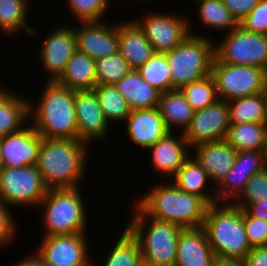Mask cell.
Instances as JSON below:
<instances>
[{
  "label": "cell",
  "mask_w": 267,
  "mask_h": 266,
  "mask_svg": "<svg viewBox=\"0 0 267 266\" xmlns=\"http://www.w3.org/2000/svg\"><path fill=\"white\" fill-rule=\"evenodd\" d=\"M1 144H2V137H0V170L4 167L3 166V158L1 154Z\"/></svg>",
  "instance_id": "681fc988"
},
{
  "label": "cell",
  "mask_w": 267,
  "mask_h": 266,
  "mask_svg": "<svg viewBox=\"0 0 267 266\" xmlns=\"http://www.w3.org/2000/svg\"><path fill=\"white\" fill-rule=\"evenodd\" d=\"M136 71L146 82L161 93L172 90V79L165 53L155 52Z\"/></svg>",
  "instance_id": "e575fe53"
},
{
  "label": "cell",
  "mask_w": 267,
  "mask_h": 266,
  "mask_svg": "<svg viewBox=\"0 0 267 266\" xmlns=\"http://www.w3.org/2000/svg\"><path fill=\"white\" fill-rule=\"evenodd\" d=\"M214 62L258 66L267 71V35L246 31L239 25L215 45Z\"/></svg>",
  "instance_id": "9c48e42d"
},
{
  "label": "cell",
  "mask_w": 267,
  "mask_h": 266,
  "mask_svg": "<svg viewBox=\"0 0 267 266\" xmlns=\"http://www.w3.org/2000/svg\"><path fill=\"white\" fill-rule=\"evenodd\" d=\"M193 157L209 175L211 182L219 184L232 169L237 151L226 140L208 142L193 147Z\"/></svg>",
  "instance_id": "44dd1931"
},
{
  "label": "cell",
  "mask_w": 267,
  "mask_h": 266,
  "mask_svg": "<svg viewBox=\"0 0 267 266\" xmlns=\"http://www.w3.org/2000/svg\"><path fill=\"white\" fill-rule=\"evenodd\" d=\"M243 222L249 245L267 246V221L251 217L243 210Z\"/></svg>",
  "instance_id": "ab89813d"
},
{
  "label": "cell",
  "mask_w": 267,
  "mask_h": 266,
  "mask_svg": "<svg viewBox=\"0 0 267 266\" xmlns=\"http://www.w3.org/2000/svg\"><path fill=\"white\" fill-rule=\"evenodd\" d=\"M265 168L266 151L237 152L232 169L216 187L219 188L215 193L217 203L236 201L244 191L249 179Z\"/></svg>",
  "instance_id": "5bb4252c"
},
{
  "label": "cell",
  "mask_w": 267,
  "mask_h": 266,
  "mask_svg": "<svg viewBox=\"0 0 267 266\" xmlns=\"http://www.w3.org/2000/svg\"><path fill=\"white\" fill-rule=\"evenodd\" d=\"M75 111L78 140L90 145L93 139L94 142L106 139L110 125L105 119L94 90L75 91Z\"/></svg>",
  "instance_id": "e0dca14e"
},
{
  "label": "cell",
  "mask_w": 267,
  "mask_h": 266,
  "mask_svg": "<svg viewBox=\"0 0 267 266\" xmlns=\"http://www.w3.org/2000/svg\"><path fill=\"white\" fill-rule=\"evenodd\" d=\"M191 34L171 51L165 52L172 79V90L199 81L212 73L215 44L203 35Z\"/></svg>",
  "instance_id": "8992f818"
},
{
  "label": "cell",
  "mask_w": 267,
  "mask_h": 266,
  "mask_svg": "<svg viewBox=\"0 0 267 266\" xmlns=\"http://www.w3.org/2000/svg\"><path fill=\"white\" fill-rule=\"evenodd\" d=\"M121 23L118 24V51L130 68L137 70L152 57L154 49L134 20Z\"/></svg>",
  "instance_id": "603a6c76"
},
{
  "label": "cell",
  "mask_w": 267,
  "mask_h": 266,
  "mask_svg": "<svg viewBox=\"0 0 267 266\" xmlns=\"http://www.w3.org/2000/svg\"><path fill=\"white\" fill-rule=\"evenodd\" d=\"M202 228L215 256L245 259L251 251L243 222V209L234 203L208 206Z\"/></svg>",
  "instance_id": "277c9868"
},
{
  "label": "cell",
  "mask_w": 267,
  "mask_h": 266,
  "mask_svg": "<svg viewBox=\"0 0 267 266\" xmlns=\"http://www.w3.org/2000/svg\"><path fill=\"white\" fill-rule=\"evenodd\" d=\"M42 136L32 124L2 137L3 166L23 168L37 165Z\"/></svg>",
  "instance_id": "ac0fdd59"
},
{
  "label": "cell",
  "mask_w": 267,
  "mask_h": 266,
  "mask_svg": "<svg viewBox=\"0 0 267 266\" xmlns=\"http://www.w3.org/2000/svg\"><path fill=\"white\" fill-rule=\"evenodd\" d=\"M39 49L42 68L48 76L47 81H57L63 74L66 64L77 50L74 27L60 26L47 35Z\"/></svg>",
  "instance_id": "9a60e30c"
},
{
  "label": "cell",
  "mask_w": 267,
  "mask_h": 266,
  "mask_svg": "<svg viewBox=\"0 0 267 266\" xmlns=\"http://www.w3.org/2000/svg\"><path fill=\"white\" fill-rule=\"evenodd\" d=\"M224 6L240 22L259 3L260 0H222Z\"/></svg>",
  "instance_id": "7bdbcfd3"
},
{
  "label": "cell",
  "mask_w": 267,
  "mask_h": 266,
  "mask_svg": "<svg viewBox=\"0 0 267 266\" xmlns=\"http://www.w3.org/2000/svg\"><path fill=\"white\" fill-rule=\"evenodd\" d=\"M215 257L202 227L181 231L175 266H213Z\"/></svg>",
  "instance_id": "7402d4cb"
},
{
  "label": "cell",
  "mask_w": 267,
  "mask_h": 266,
  "mask_svg": "<svg viewBox=\"0 0 267 266\" xmlns=\"http://www.w3.org/2000/svg\"><path fill=\"white\" fill-rule=\"evenodd\" d=\"M115 86L131 110L150 109L159 105L161 92L146 82L136 70H131Z\"/></svg>",
  "instance_id": "cb8c5ba5"
},
{
  "label": "cell",
  "mask_w": 267,
  "mask_h": 266,
  "mask_svg": "<svg viewBox=\"0 0 267 266\" xmlns=\"http://www.w3.org/2000/svg\"><path fill=\"white\" fill-rule=\"evenodd\" d=\"M88 148L78 139L42 137L36 166L46 187H80L79 183L87 170Z\"/></svg>",
  "instance_id": "6da1fadb"
},
{
  "label": "cell",
  "mask_w": 267,
  "mask_h": 266,
  "mask_svg": "<svg viewBox=\"0 0 267 266\" xmlns=\"http://www.w3.org/2000/svg\"><path fill=\"white\" fill-rule=\"evenodd\" d=\"M28 0H0V31L8 35H15L23 29L26 34L38 36L36 29L29 27Z\"/></svg>",
  "instance_id": "4dcf8cb0"
},
{
  "label": "cell",
  "mask_w": 267,
  "mask_h": 266,
  "mask_svg": "<svg viewBox=\"0 0 267 266\" xmlns=\"http://www.w3.org/2000/svg\"><path fill=\"white\" fill-rule=\"evenodd\" d=\"M261 200H267V168L249 179L244 191L234 204L243 209L247 204H254Z\"/></svg>",
  "instance_id": "f35d334b"
},
{
  "label": "cell",
  "mask_w": 267,
  "mask_h": 266,
  "mask_svg": "<svg viewBox=\"0 0 267 266\" xmlns=\"http://www.w3.org/2000/svg\"><path fill=\"white\" fill-rule=\"evenodd\" d=\"M243 210L251 217L267 221V200L257 201L254 204H247Z\"/></svg>",
  "instance_id": "f6af8a7d"
},
{
  "label": "cell",
  "mask_w": 267,
  "mask_h": 266,
  "mask_svg": "<svg viewBox=\"0 0 267 266\" xmlns=\"http://www.w3.org/2000/svg\"><path fill=\"white\" fill-rule=\"evenodd\" d=\"M138 266H159V265L152 263V262H149L144 258H141L139 263H138Z\"/></svg>",
  "instance_id": "c3c4849f"
},
{
  "label": "cell",
  "mask_w": 267,
  "mask_h": 266,
  "mask_svg": "<svg viewBox=\"0 0 267 266\" xmlns=\"http://www.w3.org/2000/svg\"><path fill=\"white\" fill-rule=\"evenodd\" d=\"M126 225L139 242L142 258L159 266H175L178 237L183 228L153 219L137 205Z\"/></svg>",
  "instance_id": "5b68a950"
},
{
  "label": "cell",
  "mask_w": 267,
  "mask_h": 266,
  "mask_svg": "<svg viewBox=\"0 0 267 266\" xmlns=\"http://www.w3.org/2000/svg\"><path fill=\"white\" fill-rule=\"evenodd\" d=\"M80 25V28L74 27L77 50L94 60L118 52V23L90 21L80 22Z\"/></svg>",
  "instance_id": "2e32d148"
},
{
  "label": "cell",
  "mask_w": 267,
  "mask_h": 266,
  "mask_svg": "<svg viewBox=\"0 0 267 266\" xmlns=\"http://www.w3.org/2000/svg\"><path fill=\"white\" fill-rule=\"evenodd\" d=\"M85 233L43 236L36 251L49 266H92Z\"/></svg>",
  "instance_id": "4fadbf2b"
},
{
  "label": "cell",
  "mask_w": 267,
  "mask_h": 266,
  "mask_svg": "<svg viewBox=\"0 0 267 266\" xmlns=\"http://www.w3.org/2000/svg\"><path fill=\"white\" fill-rule=\"evenodd\" d=\"M126 132L134 144L148 149L165 137L167 129L158 107L132 110L125 119Z\"/></svg>",
  "instance_id": "ffe728a7"
},
{
  "label": "cell",
  "mask_w": 267,
  "mask_h": 266,
  "mask_svg": "<svg viewBox=\"0 0 267 266\" xmlns=\"http://www.w3.org/2000/svg\"><path fill=\"white\" fill-rule=\"evenodd\" d=\"M12 266H49L45 260L39 255V253H36L32 255V257L22 259L21 261H18L14 263Z\"/></svg>",
  "instance_id": "bcb514c9"
},
{
  "label": "cell",
  "mask_w": 267,
  "mask_h": 266,
  "mask_svg": "<svg viewBox=\"0 0 267 266\" xmlns=\"http://www.w3.org/2000/svg\"><path fill=\"white\" fill-rule=\"evenodd\" d=\"M111 247L104 266H138L142 258L141 248L138 240L126 227L116 244Z\"/></svg>",
  "instance_id": "836d02e7"
},
{
  "label": "cell",
  "mask_w": 267,
  "mask_h": 266,
  "mask_svg": "<svg viewBox=\"0 0 267 266\" xmlns=\"http://www.w3.org/2000/svg\"><path fill=\"white\" fill-rule=\"evenodd\" d=\"M93 90L109 125L112 122H124L130 115L132 110L115 85H96Z\"/></svg>",
  "instance_id": "d6a6232c"
},
{
  "label": "cell",
  "mask_w": 267,
  "mask_h": 266,
  "mask_svg": "<svg viewBox=\"0 0 267 266\" xmlns=\"http://www.w3.org/2000/svg\"><path fill=\"white\" fill-rule=\"evenodd\" d=\"M136 205L147 216L183 229L202 227L209 206L202 197L179 190L171 180L152 187Z\"/></svg>",
  "instance_id": "7a4b0ae2"
},
{
  "label": "cell",
  "mask_w": 267,
  "mask_h": 266,
  "mask_svg": "<svg viewBox=\"0 0 267 266\" xmlns=\"http://www.w3.org/2000/svg\"><path fill=\"white\" fill-rule=\"evenodd\" d=\"M230 127L228 102L218 99L202 110L194 112L190 126L183 133L189 147L225 140Z\"/></svg>",
  "instance_id": "7c38bea8"
},
{
  "label": "cell",
  "mask_w": 267,
  "mask_h": 266,
  "mask_svg": "<svg viewBox=\"0 0 267 266\" xmlns=\"http://www.w3.org/2000/svg\"><path fill=\"white\" fill-rule=\"evenodd\" d=\"M44 85L40 101L36 105L30 101L29 123L45 138L78 139L75 91L56 81Z\"/></svg>",
  "instance_id": "3957f363"
},
{
  "label": "cell",
  "mask_w": 267,
  "mask_h": 266,
  "mask_svg": "<svg viewBox=\"0 0 267 266\" xmlns=\"http://www.w3.org/2000/svg\"><path fill=\"white\" fill-rule=\"evenodd\" d=\"M56 82L74 91L93 90L96 86L95 60L76 50Z\"/></svg>",
  "instance_id": "484cf974"
},
{
  "label": "cell",
  "mask_w": 267,
  "mask_h": 266,
  "mask_svg": "<svg viewBox=\"0 0 267 266\" xmlns=\"http://www.w3.org/2000/svg\"><path fill=\"white\" fill-rule=\"evenodd\" d=\"M173 134L174 132H169L147 149L152 155L150 159L152 168L160 176L168 177L167 180H170L190 157L188 151L190 147L183 133L181 132L179 138Z\"/></svg>",
  "instance_id": "d6986e66"
},
{
  "label": "cell",
  "mask_w": 267,
  "mask_h": 266,
  "mask_svg": "<svg viewBox=\"0 0 267 266\" xmlns=\"http://www.w3.org/2000/svg\"><path fill=\"white\" fill-rule=\"evenodd\" d=\"M230 124L265 123L266 92L227 101Z\"/></svg>",
  "instance_id": "f546056e"
},
{
  "label": "cell",
  "mask_w": 267,
  "mask_h": 266,
  "mask_svg": "<svg viewBox=\"0 0 267 266\" xmlns=\"http://www.w3.org/2000/svg\"><path fill=\"white\" fill-rule=\"evenodd\" d=\"M12 92L0 86V137L19 131L29 124L30 101Z\"/></svg>",
  "instance_id": "d4e9b609"
},
{
  "label": "cell",
  "mask_w": 267,
  "mask_h": 266,
  "mask_svg": "<svg viewBox=\"0 0 267 266\" xmlns=\"http://www.w3.org/2000/svg\"><path fill=\"white\" fill-rule=\"evenodd\" d=\"M96 85H115L132 69L119 53L95 60Z\"/></svg>",
  "instance_id": "8d00e7d4"
},
{
  "label": "cell",
  "mask_w": 267,
  "mask_h": 266,
  "mask_svg": "<svg viewBox=\"0 0 267 266\" xmlns=\"http://www.w3.org/2000/svg\"><path fill=\"white\" fill-rule=\"evenodd\" d=\"M213 266H246L244 259L238 258H222L216 256Z\"/></svg>",
  "instance_id": "7dc6e473"
},
{
  "label": "cell",
  "mask_w": 267,
  "mask_h": 266,
  "mask_svg": "<svg viewBox=\"0 0 267 266\" xmlns=\"http://www.w3.org/2000/svg\"><path fill=\"white\" fill-rule=\"evenodd\" d=\"M188 17L171 13H148L134 20L144 32L154 52L165 53L181 44L191 34Z\"/></svg>",
  "instance_id": "8fae6325"
},
{
  "label": "cell",
  "mask_w": 267,
  "mask_h": 266,
  "mask_svg": "<svg viewBox=\"0 0 267 266\" xmlns=\"http://www.w3.org/2000/svg\"><path fill=\"white\" fill-rule=\"evenodd\" d=\"M10 211L11 207L0 198V247L10 244L18 229Z\"/></svg>",
  "instance_id": "b9f144b4"
},
{
  "label": "cell",
  "mask_w": 267,
  "mask_h": 266,
  "mask_svg": "<svg viewBox=\"0 0 267 266\" xmlns=\"http://www.w3.org/2000/svg\"><path fill=\"white\" fill-rule=\"evenodd\" d=\"M219 99L236 98L266 92L267 71L258 66L213 62L212 73Z\"/></svg>",
  "instance_id": "ba28073f"
},
{
  "label": "cell",
  "mask_w": 267,
  "mask_h": 266,
  "mask_svg": "<svg viewBox=\"0 0 267 266\" xmlns=\"http://www.w3.org/2000/svg\"><path fill=\"white\" fill-rule=\"evenodd\" d=\"M244 261L246 266H267V246L251 248Z\"/></svg>",
  "instance_id": "ee69618b"
},
{
  "label": "cell",
  "mask_w": 267,
  "mask_h": 266,
  "mask_svg": "<svg viewBox=\"0 0 267 266\" xmlns=\"http://www.w3.org/2000/svg\"><path fill=\"white\" fill-rule=\"evenodd\" d=\"M158 109L167 129L174 132V126L182 133L190 126L194 110L186 101L180 89H173L161 93Z\"/></svg>",
  "instance_id": "4316f807"
},
{
  "label": "cell",
  "mask_w": 267,
  "mask_h": 266,
  "mask_svg": "<svg viewBox=\"0 0 267 266\" xmlns=\"http://www.w3.org/2000/svg\"><path fill=\"white\" fill-rule=\"evenodd\" d=\"M237 152L266 151L267 126L265 123L230 124L225 139Z\"/></svg>",
  "instance_id": "f1b7e54d"
},
{
  "label": "cell",
  "mask_w": 267,
  "mask_h": 266,
  "mask_svg": "<svg viewBox=\"0 0 267 266\" xmlns=\"http://www.w3.org/2000/svg\"><path fill=\"white\" fill-rule=\"evenodd\" d=\"M36 165L0 170V198L9 206L39 205L47 193Z\"/></svg>",
  "instance_id": "30bf717a"
},
{
  "label": "cell",
  "mask_w": 267,
  "mask_h": 266,
  "mask_svg": "<svg viewBox=\"0 0 267 266\" xmlns=\"http://www.w3.org/2000/svg\"><path fill=\"white\" fill-rule=\"evenodd\" d=\"M265 125L267 126V90H266V119H265Z\"/></svg>",
  "instance_id": "f907efd6"
},
{
  "label": "cell",
  "mask_w": 267,
  "mask_h": 266,
  "mask_svg": "<svg viewBox=\"0 0 267 266\" xmlns=\"http://www.w3.org/2000/svg\"><path fill=\"white\" fill-rule=\"evenodd\" d=\"M72 17L78 22L103 21L107 12L108 0H67Z\"/></svg>",
  "instance_id": "74e56055"
},
{
  "label": "cell",
  "mask_w": 267,
  "mask_h": 266,
  "mask_svg": "<svg viewBox=\"0 0 267 266\" xmlns=\"http://www.w3.org/2000/svg\"><path fill=\"white\" fill-rule=\"evenodd\" d=\"M240 26L246 31L267 35V0H260L240 21Z\"/></svg>",
  "instance_id": "60d3db41"
},
{
  "label": "cell",
  "mask_w": 267,
  "mask_h": 266,
  "mask_svg": "<svg viewBox=\"0 0 267 266\" xmlns=\"http://www.w3.org/2000/svg\"><path fill=\"white\" fill-rule=\"evenodd\" d=\"M180 91L194 111L202 110L219 99L212 75L184 85Z\"/></svg>",
  "instance_id": "d590c367"
},
{
  "label": "cell",
  "mask_w": 267,
  "mask_h": 266,
  "mask_svg": "<svg viewBox=\"0 0 267 266\" xmlns=\"http://www.w3.org/2000/svg\"><path fill=\"white\" fill-rule=\"evenodd\" d=\"M170 180L179 190L198 195L209 205L217 203L215 194L212 196V193H207V188H205L208 186L206 185L208 181L211 183L209 175L193 156L184 162Z\"/></svg>",
  "instance_id": "83f0119b"
},
{
  "label": "cell",
  "mask_w": 267,
  "mask_h": 266,
  "mask_svg": "<svg viewBox=\"0 0 267 266\" xmlns=\"http://www.w3.org/2000/svg\"><path fill=\"white\" fill-rule=\"evenodd\" d=\"M266 168H267V149H266Z\"/></svg>",
  "instance_id": "816d5d0a"
},
{
  "label": "cell",
  "mask_w": 267,
  "mask_h": 266,
  "mask_svg": "<svg viewBox=\"0 0 267 266\" xmlns=\"http://www.w3.org/2000/svg\"><path fill=\"white\" fill-rule=\"evenodd\" d=\"M75 188L48 189L38 205L43 211L44 236L86 233V210L82 193ZM46 231V232H45Z\"/></svg>",
  "instance_id": "52a82bcc"
},
{
  "label": "cell",
  "mask_w": 267,
  "mask_h": 266,
  "mask_svg": "<svg viewBox=\"0 0 267 266\" xmlns=\"http://www.w3.org/2000/svg\"><path fill=\"white\" fill-rule=\"evenodd\" d=\"M197 17L211 30L229 33L240 25L236 17L224 6L222 0H196Z\"/></svg>",
  "instance_id": "1f68e13d"
}]
</instances>
